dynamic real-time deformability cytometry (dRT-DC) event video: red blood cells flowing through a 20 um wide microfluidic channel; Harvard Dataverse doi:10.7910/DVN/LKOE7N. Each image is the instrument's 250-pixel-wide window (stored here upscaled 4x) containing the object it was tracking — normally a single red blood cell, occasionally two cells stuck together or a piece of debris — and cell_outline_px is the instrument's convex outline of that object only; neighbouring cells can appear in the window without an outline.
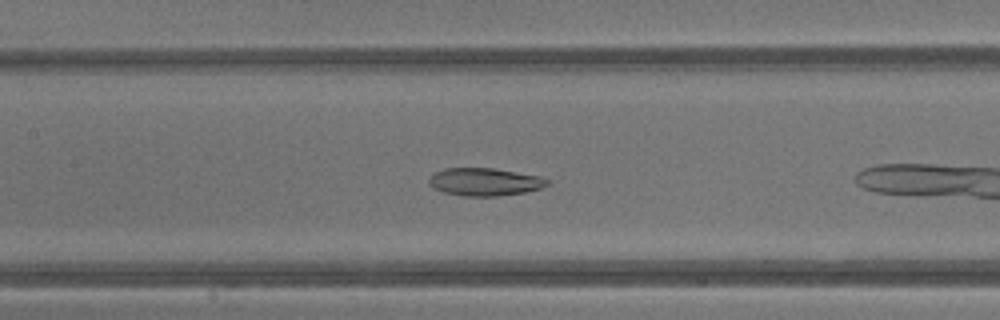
{"species": "common noctule bat (a hibernating species)", "species_latin": "Nyctalus noctula", "temperature_condition": "warm", "stored_images_in_passage": 21, "camera_frame_rate_fps": 3000, "um_per_image_px": 0.085, "animal": {"sex": "male", "body_mass_g": 13.3}, "frame": {"image": 1, "passage_image": 7, "time_ms": 2.0, "image_size_px": [1000, 320], "cell_outline_px": [[552, 180], [548, 184], [540, 188], [524, 192], [496, 196], [464, 196], [444, 192], [432, 188], [428, 184], [428, 180], [436, 172], [444, 168], [492, 168], [540, 176]], "centroid_in_image_um": [41.19, 15.46], "position_along_channel_um": 166.2, "area_um2": 19.07}}
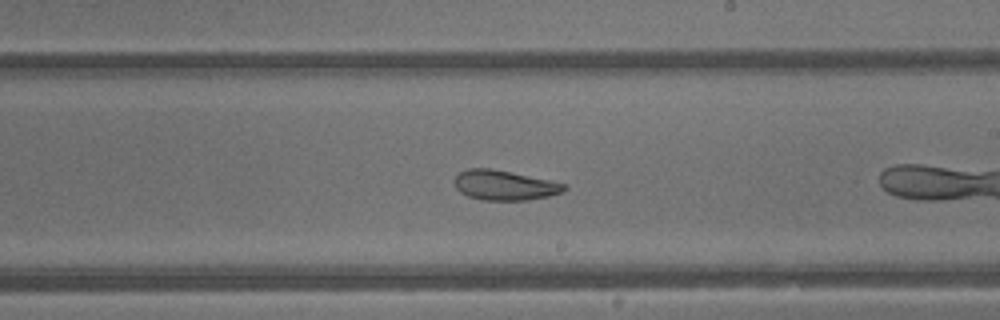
{"frame": {"image": 2, "passage_image": 12, "time_ms": 3.667, "image_size_px": [1000, 320], "cell_outline_px": [[568, 188], [564, 192], [548, 196], [528, 200], [480, 200], [468, 196], [460, 192], [456, 188], [456, 176], [460, 172], [468, 168], [492, 168], [568, 184]], "centroid_in_image_um": [42.92, 15.75], "position_along_channel_um": 246.1, "area_um2": 19.13}}